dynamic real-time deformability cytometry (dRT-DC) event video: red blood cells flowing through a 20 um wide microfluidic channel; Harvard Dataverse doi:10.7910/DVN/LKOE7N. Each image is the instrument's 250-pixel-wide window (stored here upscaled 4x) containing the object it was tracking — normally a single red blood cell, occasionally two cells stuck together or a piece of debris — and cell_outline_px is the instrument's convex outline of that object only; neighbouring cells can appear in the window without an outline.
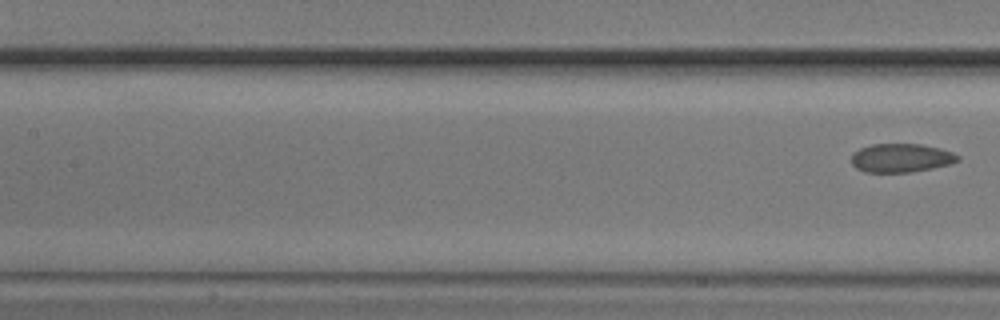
{"species": "common noctule bat (a hibernating species)", "species_latin": "Nyctalus noctula", "temperature_condition": "cold", "stored_images_in_passage": 8, "segment_of_instrument_passage": [2, 2], "camera_frame_rate_fps": 3000, "um_per_image_px": 0.085, "animal": {"sex": "male", "body_mass_g": 20.5, "forearm_length_mm": 52.5}, "frame": {"image": 1, "passage_image": 8, "time_ms": 9.0, "image_size_px": [1000, 320], "cell_outline_px": [[960, 160], [948, 164], [932, 168], [912, 172], [864, 172], [856, 168], [852, 164], [852, 152], [860, 148], [872, 144], [920, 144], [940, 148], [952, 152], [960, 156]], "centroid_in_image_um": [76.58, 13.42], "position_along_channel_um": 130.8, "area_um2": 17.8}}